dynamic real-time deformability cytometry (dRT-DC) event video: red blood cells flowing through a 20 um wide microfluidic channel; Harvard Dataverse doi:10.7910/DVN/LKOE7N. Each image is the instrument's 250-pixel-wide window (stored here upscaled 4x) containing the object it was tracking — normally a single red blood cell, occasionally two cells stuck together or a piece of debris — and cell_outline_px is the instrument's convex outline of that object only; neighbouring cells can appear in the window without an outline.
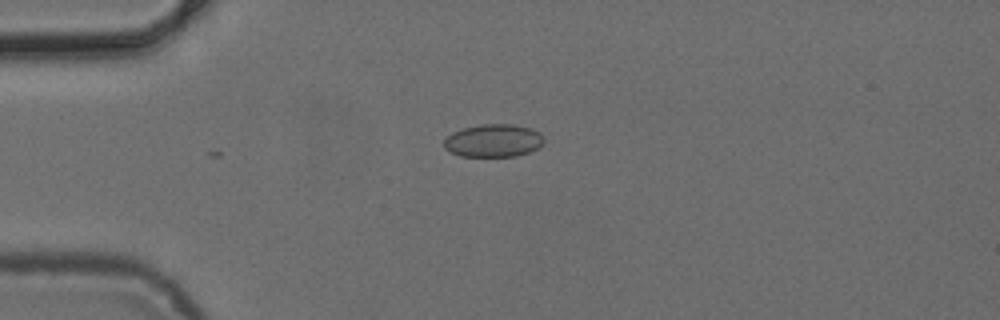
{"species": "common noctule bat (a hibernating species)", "species_latin": "Nyctalus noctula", "temperature_condition": "cold", "stored_images_in_passage": 2, "camera_frame_rate_fps": 3000, "um_per_image_px": 0.085, "animal": {"sex": "female", "body_mass_g": 24.6, "forearm_length_mm": 56.2}, "frame": {"image": 1, "passage_image": 2, "time_ms": 1.0, "image_size_px": [1000, 320], "cell_outline_px": [[544, 144], [528, 152], [516, 156], [460, 156], [444, 148], [444, 140], [452, 132], [464, 128], [480, 124], [512, 124], [532, 128], [540, 132], [544, 140]], "centroid_in_image_um": [41.95, 11.94], "position_along_channel_um": 43.0, "area_um2": 19.13}}